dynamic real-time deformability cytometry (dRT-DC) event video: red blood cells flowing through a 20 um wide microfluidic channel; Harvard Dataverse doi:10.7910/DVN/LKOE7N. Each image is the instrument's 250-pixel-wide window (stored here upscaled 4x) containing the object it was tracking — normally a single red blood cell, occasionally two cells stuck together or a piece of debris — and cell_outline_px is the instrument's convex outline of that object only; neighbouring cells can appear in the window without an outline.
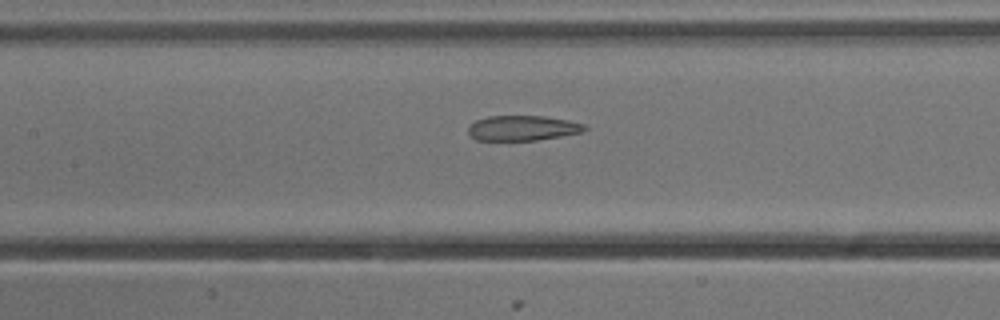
{"species": "common noctule bat (a hibernating species)", "species_latin": "Nyctalus noctula", "temperature_condition": "cold", "stored_images_in_passage": 5, "camera_frame_rate_fps": 3000, "um_per_image_px": 0.085, "animal": {"sex": "male", "body_mass_g": 13.3}, "frame": {"image": 1, "passage_image": 4, "time_ms": 1.0, "image_size_px": [1000, 320], "cell_outline_px": [[588, 128], [584, 132], [536, 140], [476, 140], [468, 136], [468, 124], [476, 120], [488, 116], [544, 116], [568, 120], [584, 124]], "centroid_in_image_um": [44.39, 10.88], "position_along_channel_um": 163.0, "area_um2": 17.17}}
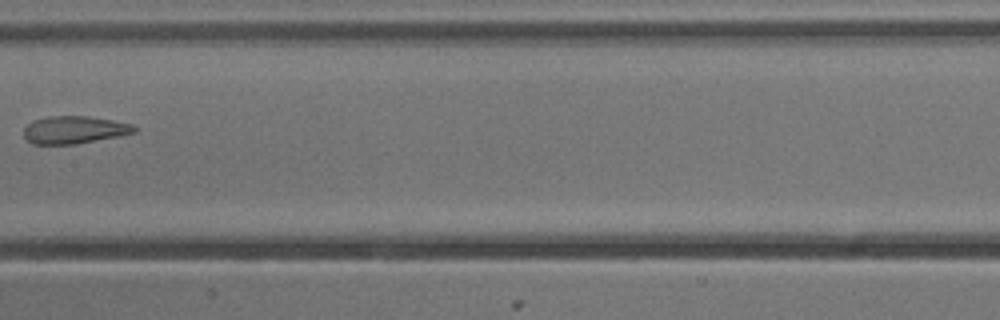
{"frame": {"image": 2, "passage_image": 5, "time_ms": 1.333, "image_size_px": [1000, 320], "cell_outline_px": [[136, 132], [120, 136], [76, 144], [32, 144], [24, 136], [24, 128], [32, 120], [48, 116], [88, 116], [112, 120], [132, 124], [136, 128]], "centroid_in_image_um": [6.31, 11.03], "position_along_channel_um": 201.1, "area_um2": 17.8}}